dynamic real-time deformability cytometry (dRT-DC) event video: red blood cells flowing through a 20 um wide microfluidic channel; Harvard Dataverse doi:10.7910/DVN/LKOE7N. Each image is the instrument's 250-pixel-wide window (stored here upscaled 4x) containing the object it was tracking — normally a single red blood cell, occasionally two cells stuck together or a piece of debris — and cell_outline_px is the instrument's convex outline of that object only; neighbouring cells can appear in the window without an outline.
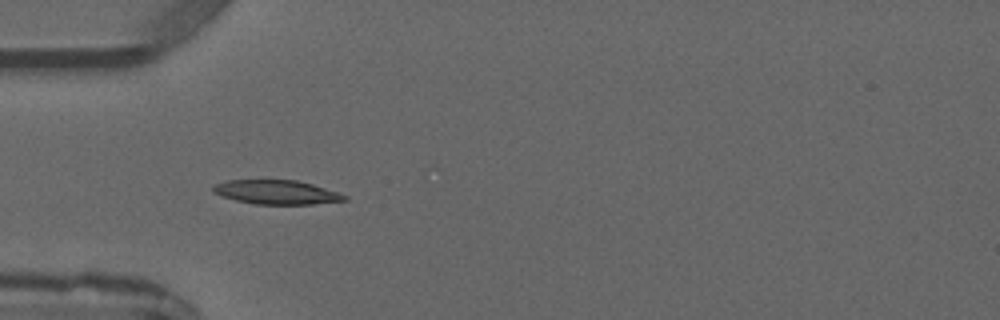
{"species": "common noctule bat (a hibernating species)", "species_latin": "Nyctalus noctula", "temperature_condition": "warm", "stored_images_in_passage": 5, "camera_frame_rate_fps": 3000, "um_per_image_px": 0.085, "animal": {"sex": "male", "forearm_length_mm": 52.5}, "frame": {"image": 1, "passage_image": 4, "time_ms": 4.0, "image_size_px": [1000, 320], "cell_outline_px": [[348, 200], [312, 204], [256, 204], [236, 200], [220, 196], [212, 192], [212, 184], [224, 180], [296, 180], [312, 184], [348, 196]], "centroid_in_image_um": [23.44, 16.33], "position_along_channel_um": 61.6, "area_um2": 18.5}}
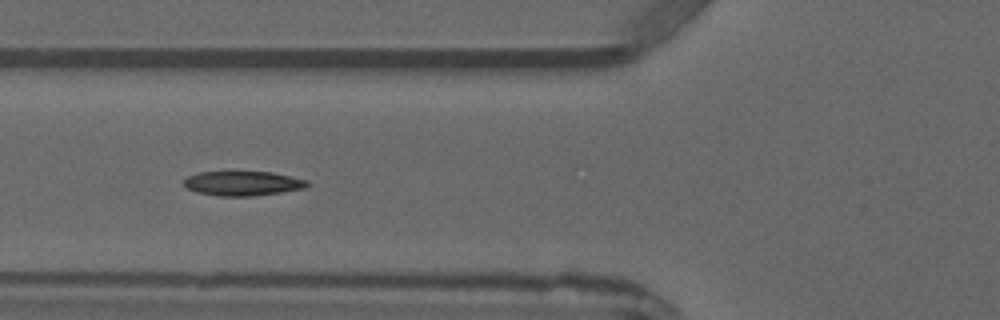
{"frame": {"image": 2, "passage_image": 5, "time_ms": 5.0, "image_size_px": [1000, 320], "cell_outline_px": [[312, 184], [304, 188], [256, 196], [220, 196], [196, 192], [188, 188], [184, 184], [184, 180], [188, 176], [200, 172], [272, 172], [308, 180]], "centroid_in_image_um": [20.67, 15.59], "position_along_channel_um": 105.1, "area_um2": 17.57}}